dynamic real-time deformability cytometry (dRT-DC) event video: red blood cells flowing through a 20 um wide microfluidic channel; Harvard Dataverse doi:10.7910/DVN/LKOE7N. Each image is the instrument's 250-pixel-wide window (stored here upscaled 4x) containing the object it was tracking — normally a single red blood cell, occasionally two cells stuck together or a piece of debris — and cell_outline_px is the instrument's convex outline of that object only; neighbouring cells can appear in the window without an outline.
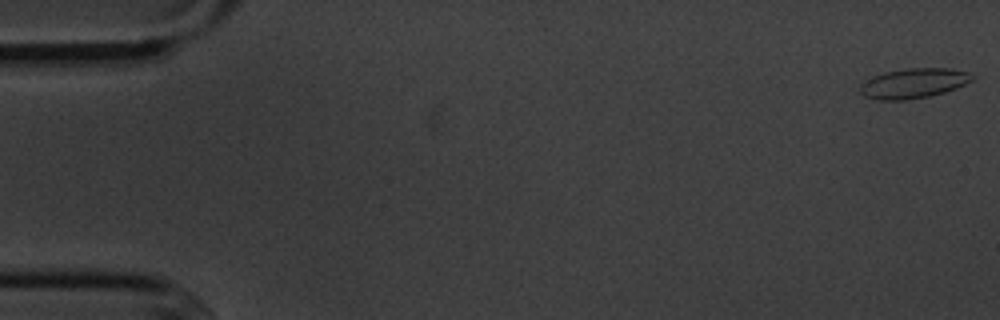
{"species": "common noctule bat (a hibernating species)", "species_latin": "Nyctalus noctula", "temperature_condition": "cold", "stored_images_in_passage": 5, "camera_frame_rate_fps": 3000, "um_per_image_px": 0.085, "animal": {"sex": "male", "body_mass_g": 20.1, "forearm_length_mm": 53.5}, "frame": {"image": 1, "passage_image": 1, "time_ms": 0.0, "image_size_px": [1000, 320], "cell_outline_px": [[976, 76], [972, 80], [956, 88], [944, 92], [928, 96], [904, 100], [876, 100], [864, 96], [860, 92], [860, 84], [872, 76], [884, 72], [908, 68], [952, 68], [968, 72]], "centroid_in_image_um": [77.64, 7.07], "position_along_channel_um": 7.4, "area_um2": 19.59}}